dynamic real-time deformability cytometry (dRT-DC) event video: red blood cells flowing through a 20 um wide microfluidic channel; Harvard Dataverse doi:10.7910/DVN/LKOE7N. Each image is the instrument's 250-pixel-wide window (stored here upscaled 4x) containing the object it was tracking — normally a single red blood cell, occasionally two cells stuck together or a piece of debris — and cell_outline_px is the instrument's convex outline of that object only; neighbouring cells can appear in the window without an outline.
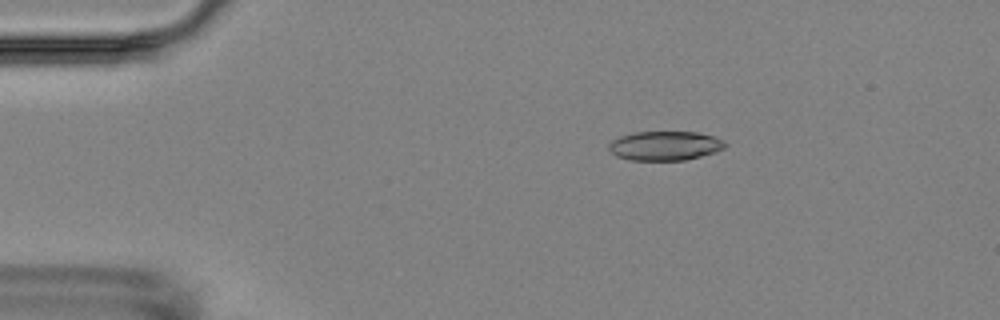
{"species": "Egyptian fruit bat (a non-hibernating species)", "species_latin": "Rousettus aegyptiacus", "temperature_condition": "room temperature", "stored_images_in_passage": 5, "camera_frame_rate_fps": 3000, "um_per_image_px": 0.085, "animal": {"sex": "female"}, "frame": {"image": 1, "passage_image": 3, "time_ms": 2.333, "image_size_px": [1000, 320], "cell_outline_px": [[728, 144], [724, 148], [716, 152], [684, 160], [628, 160], [616, 156], [608, 148], [608, 144], [612, 140], [620, 136], [636, 132], [696, 132], [712, 136], [724, 140]], "centroid_in_image_um": [56.52, 12.39], "position_along_channel_um": 28.5, "area_um2": 19.83}}
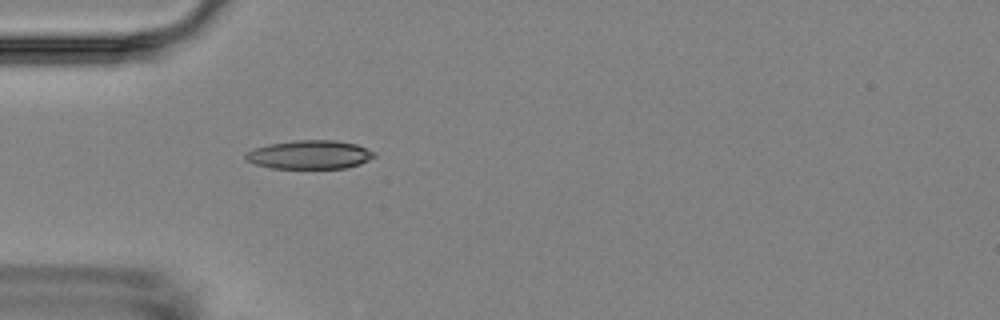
{"frame": {"image": 2, "passage_image": 5, "time_ms": 4.667, "image_size_px": [1000, 320], "cell_outline_px": [[376, 156], [360, 164], [348, 168], [272, 168], [256, 164], [244, 160], [244, 156], [252, 148], [268, 144], [292, 140], [336, 140], [356, 144], [376, 152]], "centroid_in_image_um": [26.32, 13.14], "position_along_channel_um": 58.7, "area_um2": 21.68}}